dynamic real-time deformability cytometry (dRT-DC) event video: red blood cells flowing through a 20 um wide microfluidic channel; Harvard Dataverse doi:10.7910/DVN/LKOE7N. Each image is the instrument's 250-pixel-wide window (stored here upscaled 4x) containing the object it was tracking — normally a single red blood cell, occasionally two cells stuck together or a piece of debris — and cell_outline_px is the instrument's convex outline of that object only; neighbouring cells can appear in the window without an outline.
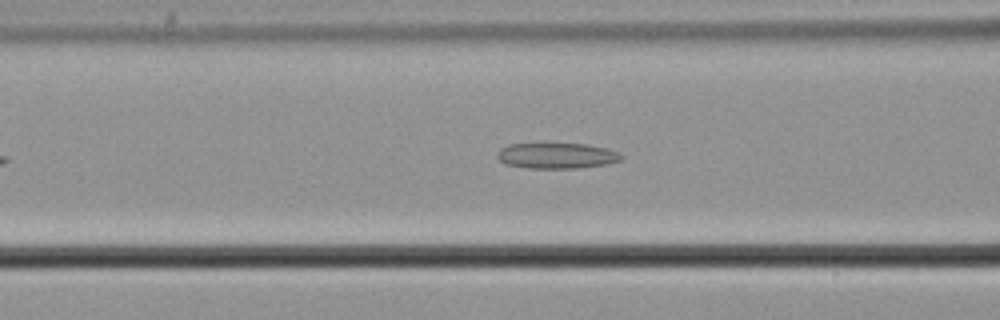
{"species": "common noctule bat (a hibernating species)", "species_latin": "Nyctalus noctula", "temperature_condition": "cold", "stored_images_in_passage": 46, "camera_frame_rate_fps": 3000, "um_per_image_px": 0.085, "animal": {"sex": "male", "body_mass_g": 21.5, "forearm_length_mm": 52.0}, "frame": {"image": 1, "passage_image": 13, "time_ms": 4.0, "image_size_px": [1000, 320], "cell_outline_px": [[624, 156], [620, 160], [608, 164], [576, 168], [528, 168], [504, 164], [496, 156], [496, 152], [500, 148], [508, 144], [584, 144], [604, 148], [616, 152]], "centroid_in_image_um": [47.26, 13.24], "position_along_channel_um": 119.3, "area_um2": 18.44}}
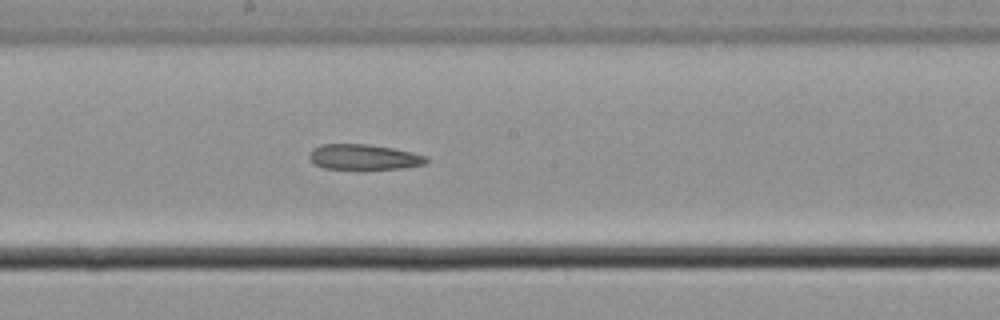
{"frame": {"image": 2, "passage_image": 21, "time_ms": 6.667, "image_size_px": [1000, 320], "cell_outline_px": [[428, 160], [424, 164], [404, 168], [364, 172], [360, 172], [324, 168], [312, 164], [308, 156], [312, 148], [320, 144], [368, 144], [392, 148], [412, 152], [424, 156]], "centroid_in_image_um": [30.86, 13.4], "position_along_channel_um": 217.3, "area_um2": 18.32}}
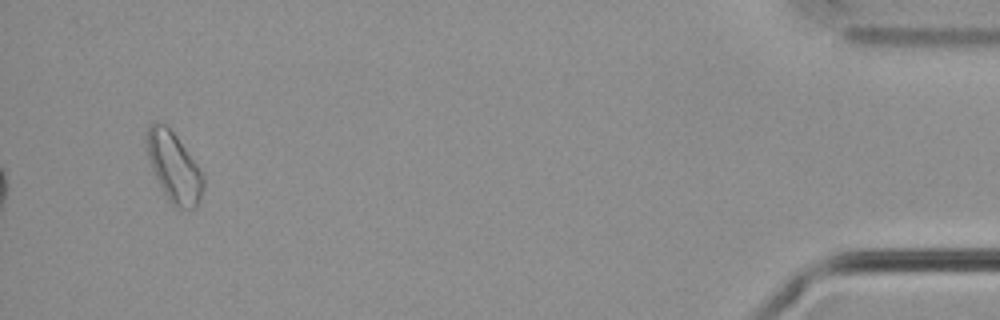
{"frame": {"image": 3, "passage_image": 44, "time_ms": 14.333, "image_size_px": [1000, 320], "cell_outline_px": [[204, 188], [196, 208], [176, 208], [168, 200], [152, 168], [148, 156], [144, 140], [144, 136], [148, 124], [152, 120], [164, 124], [176, 136], [196, 164], [204, 176]], "centroid_in_image_um": [14.75, 14.17], "position_along_channel_um": 420.4, "area_um2": 22.89}}